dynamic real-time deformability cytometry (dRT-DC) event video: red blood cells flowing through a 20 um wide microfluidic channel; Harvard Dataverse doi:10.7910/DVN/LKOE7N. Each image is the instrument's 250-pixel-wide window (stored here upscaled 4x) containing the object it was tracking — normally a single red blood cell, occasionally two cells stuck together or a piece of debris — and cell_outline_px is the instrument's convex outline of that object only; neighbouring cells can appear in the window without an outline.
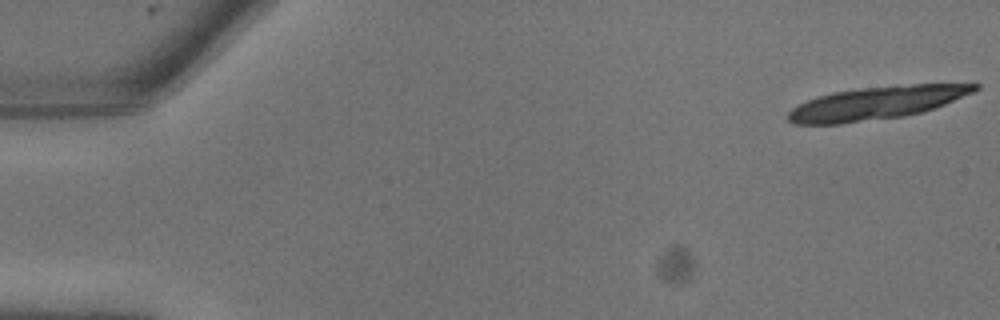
{"species": "common noctule bat (a hibernating species)", "species_latin": "Nyctalus noctula", "temperature_condition": "warm", "stored_images_in_passage": 8, "segment_of_instrument_passage": [1, 2], "camera_frame_rate_fps": 3000, "um_per_image_px": 0.085, "animal": {"sex": "male", "body_mass_g": 13.3}, "frame": {"image": 1, "passage_image": 1, "time_ms": 0.0, "image_size_px": [1000, 320], "cell_outline_px": [[980, 88], [976, 92], [924, 112], [904, 116], [840, 124], [796, 124], [788, 120], [788, 112], [792, 108], [816, 96], [832, 92], [860, 88], [912, 84], [980, 84]], "centroid_in_image_um": [74.54, 8.75], "position_along_channel_um": 10.5, "area_um2": 35.84}}